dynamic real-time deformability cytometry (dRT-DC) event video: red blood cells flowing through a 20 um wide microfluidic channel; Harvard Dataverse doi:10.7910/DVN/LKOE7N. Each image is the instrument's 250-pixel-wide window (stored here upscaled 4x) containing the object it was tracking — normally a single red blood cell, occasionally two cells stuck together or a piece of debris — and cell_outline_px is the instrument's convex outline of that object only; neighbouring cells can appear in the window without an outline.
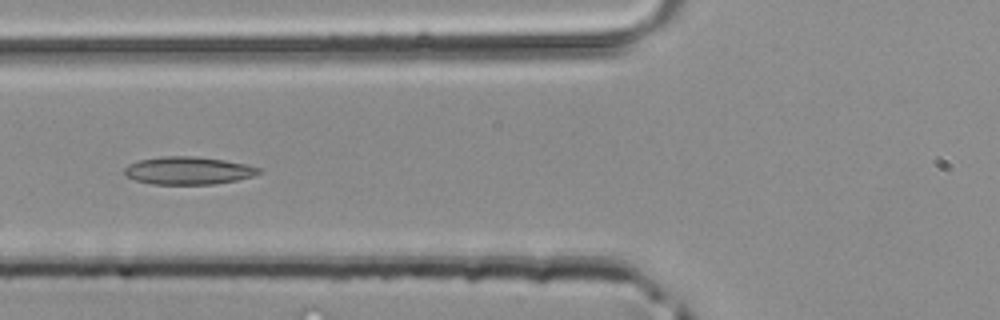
{"species": "common noctule bat (a hibernating species)", "species_latin": "Nyctalus noctula", "temperature_condition": "room temperature", "stored_images_in_passage": 27, "camera_frame_rate_fps": 3000, "um_per_image_px": 0.085, "animal": {"sex": "male", "body_mass_g": 20.4}, "frame": {"image": 1, "passage_image": 5, "time_ms": 1.333, "image_size_px": [1000, 320], "cell_outline_px": [[264, 172], [252, 176], [236, 180], [212, 184], [152, 184], [136, 180], [128, 176], [124, 172], [124, 168], [128, 164], [140, 160], [160, 156], [196, 156], [224, 160], [244, 164], [260, 168]], "centroid_in_image_um": [16.0, 14.49], "position_along_channel_um": 109.8, "area_um2": 21.62}}
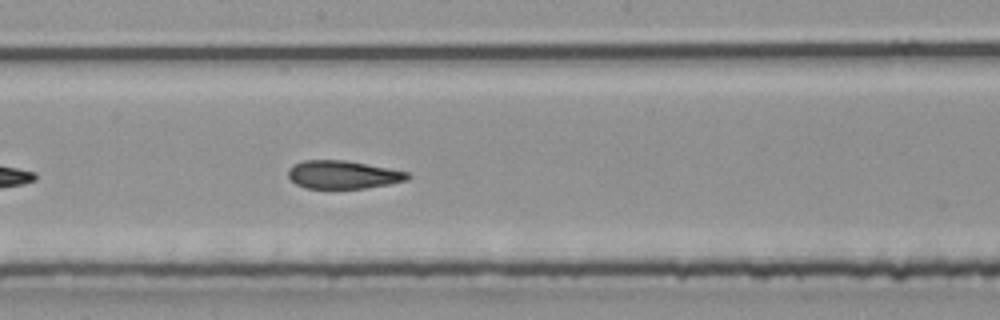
{"frame": {"image": 2, "passage_image": 12, "time_ms": 3.667, "image_size_px": [1000, 320], "cell_outline_px": [[412, 176], [408, 180], [388, 184], [364, 188], [304, 188], [296, 184], [288, 176], [288, 168], [292, 164], [304, 160], [344, 160], [408, 172]], "centroid_in_image_um": [29.12, 14.84], "position_along_channel_um": 219.1, "area_um2": 19.48}}